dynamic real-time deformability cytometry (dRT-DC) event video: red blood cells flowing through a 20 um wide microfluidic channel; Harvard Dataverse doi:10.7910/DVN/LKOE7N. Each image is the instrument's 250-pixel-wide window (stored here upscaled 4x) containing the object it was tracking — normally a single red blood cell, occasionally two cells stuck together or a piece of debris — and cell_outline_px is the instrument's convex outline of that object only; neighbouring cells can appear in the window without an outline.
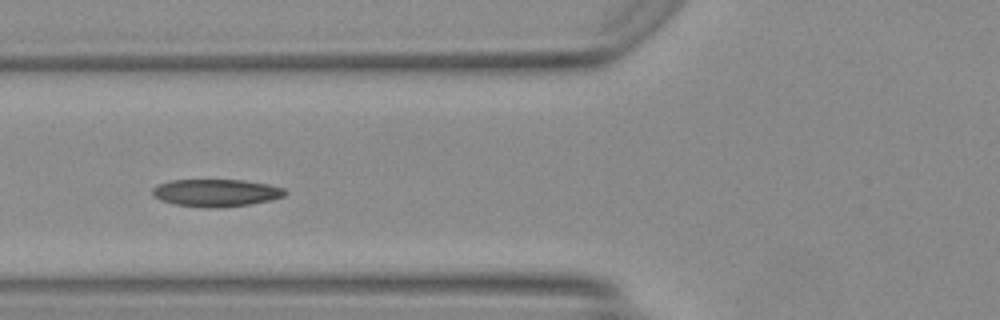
{"species": "Egyptian fruit bat (a non-hibernating species)", "species_latin": "Rousettus aegyptiacus", "temperature_condition": "warm", "stored_images_in_passage": 36, "camera_frame_rate_fps": 3000, "um_per_image_px": 0.085, "animal": {"sex": "female"}, "frame": {"image": 1, "passage_image": 6, "time_ms": 1.667, "image_size_px": [1000, 320], "cell_outline_px": [[288, 192], [284, 196], [272, 200], [248, 204], [216, 208], [176, 204], [160, 200], [152, 196], [152, 188], [156, 184], [168, 180], [244, 180], [268, 184], [284, 188]], "centroid_in_image_um": [18.35, 16.37], "position_along_channel_um": 107.5, "area_um2": 21.21}}
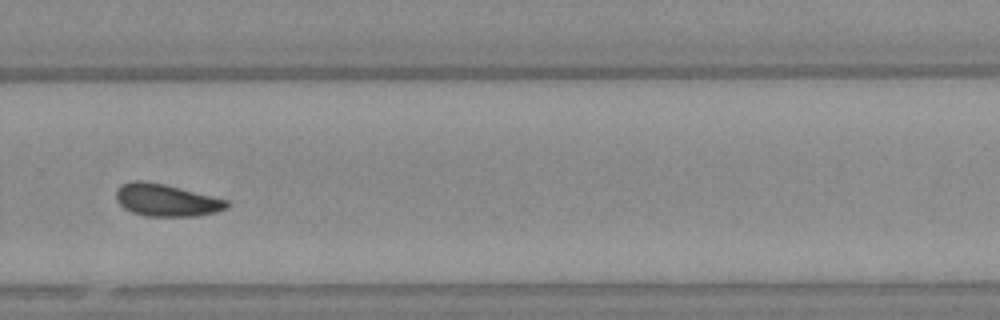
{"frame": {"image": 2, "passage_image": 21, "time_ms": 6.667, "image_size_px": [1000, 320], "cell_outline_px": [[228, 208], [216, 212], [196, 216], [144, 216], [132, 212], [124, 208], [116, 200], [116, 188], [120, 184], [132, 180], [144, 180], [164, 184], [228, 200]], "centroid_in_image_um": [14.09, 17.01], "position_along_channel_um": 315.7, "area_um2": 20.92}}
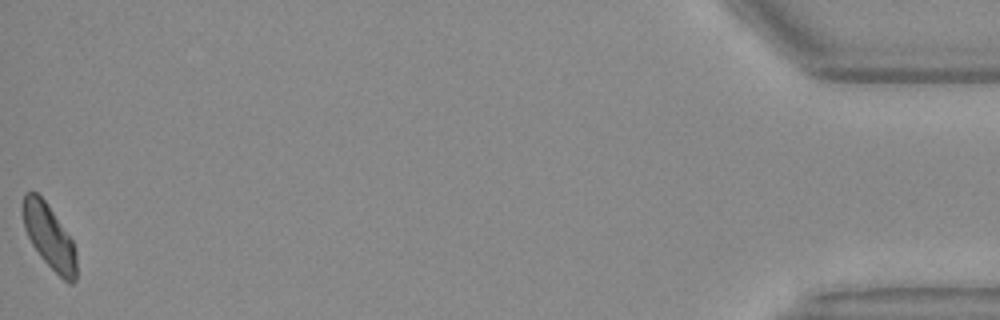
{"frame": {"image": 3, "passage_image": 36, "time_ms": 11.667, "image_size_px": [1000, 320], "cell_outline_px": [[76, 280], [72, 284], [68, 284], [40, 256], [32, 244], [24, 228], [24, 192], [36, 192], [44, 200], [72, 240], [76, 252]], "centroid_in_image_um": [4.21, 20.16], "position_along_channel_um": 431.0, "area_um2": 19.48}, "authors_computed_cell_mechanics": {"area_um2": 20.6635, "velocity_mm_per_s": 4.1802, "shape_relaxation_time_tau1_ms": 5.255, "shape_relaxation_time_tau2_ms": 3.984, "deformation_change_tau1": 0.1682, "deformation_change_tau2": 0.096}}